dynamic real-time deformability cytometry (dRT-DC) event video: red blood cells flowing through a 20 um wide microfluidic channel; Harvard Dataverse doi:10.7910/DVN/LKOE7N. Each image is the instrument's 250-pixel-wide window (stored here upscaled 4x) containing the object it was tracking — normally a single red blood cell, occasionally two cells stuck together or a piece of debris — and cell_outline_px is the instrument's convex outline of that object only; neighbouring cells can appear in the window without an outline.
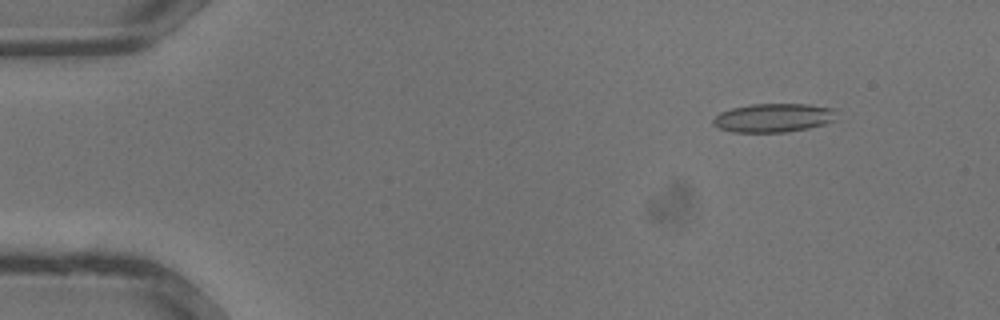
{"species": "common noctule bat (a hibernating species)", "species_latin": "Nyctalus noctula", "temperature_condition": "warm", "stored_images_in_passage": 34, "camera_frame_rate_fps": 3000, "um_per_image_px": 0.085, "animal": {"sex": "male", "body_mass_g": 13.3}, "frame": {"image": 1, "passage_image": 4, "time_ms": 1.0, "image_size_px": [1000, 320], "cell_outline_px": [[836, 120], [824, 124], [808, 128], [784, 132], [732, 132], [716, 128], [712, 124], [712, 120], [720, 112], [732, 108], [752, 104], [808, 104], [832, 108]], "centroid_in_image_um": [65.69, 10.02], "position_along_channel_um": 19.3, "area_um2": 20.63}}
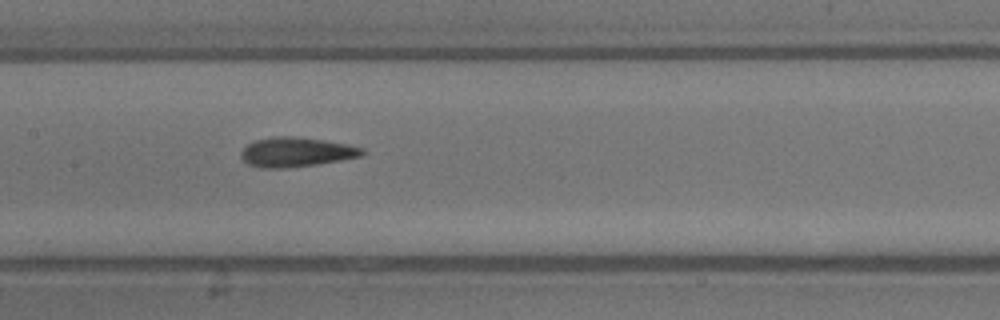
{"frame": {"image": 2, "passage_image": 17, "time_ms": 5.333, "image_size_px": [1000, 320], "cell_outline_px": [[364, 152], [360, 156], [340, 160], [316, 164], [284, 168], [260, 168], [248, 164], [240, 156], [240, 152], [248, 144], [256, 140], [276, 136], [292, 136], [324, 140], [364, 148]], "centroid_in_image_um": [25.14, 12.93], "position_along_channel_um": 182.3, "area_um2": 20.58}}
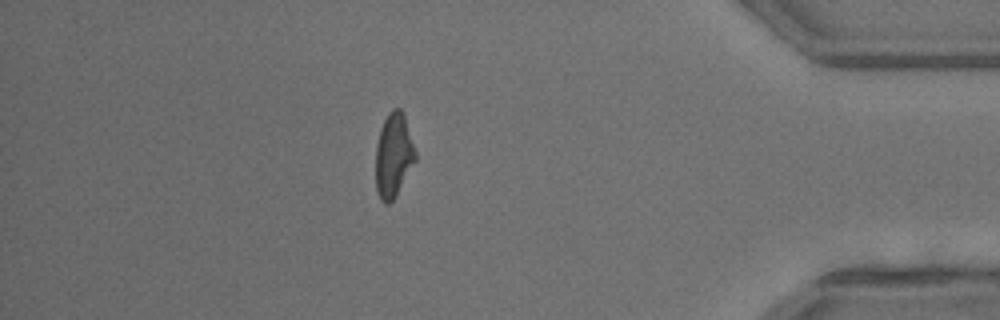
{"frame": {"image": 3, "passage_image": 30, "time_ms": 9.667, "image_size_px": [1000, 320], "cell_outline_px": [[416, 160], [392, 200], [388, 204], [384, 204], [380, 200], [376, 192], [376, 144], [380, 128], [388, 112], [392, 108], [400, 108], [404, 112], [416, 152]], "centroid_in_image_um": [33.44, 13.16], "position_along_channel_um": 401.8, "area_um2": 19.54}}